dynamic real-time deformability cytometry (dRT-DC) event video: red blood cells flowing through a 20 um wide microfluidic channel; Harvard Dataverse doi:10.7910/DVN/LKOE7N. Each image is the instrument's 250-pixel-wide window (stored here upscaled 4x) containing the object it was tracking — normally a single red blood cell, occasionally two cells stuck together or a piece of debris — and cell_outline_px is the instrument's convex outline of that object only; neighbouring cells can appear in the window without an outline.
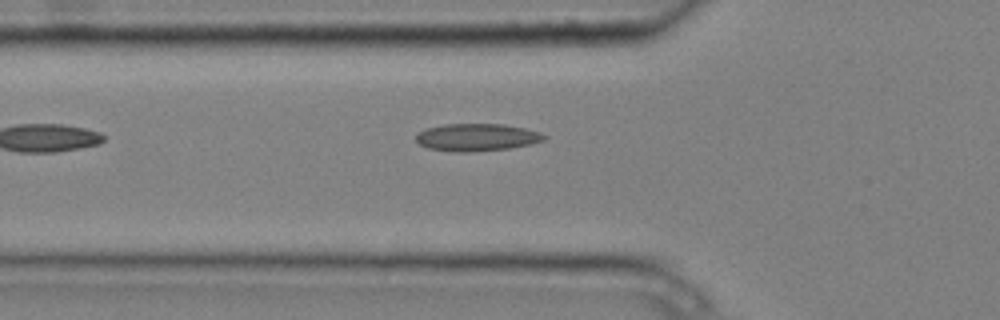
{"species": "common noctule bat (a hibernating species)", "species_latin": "Nyctalus noctula", "temperature_condition": "cold", "stored_images_in_passage": 4, "camera_frame_rate_fps": 3000, "um_per_image_px": 0.085, "animal": {"sex": "male", "body_mass_g": 20.4}, "frame": {"image": 1, "passage_image": 4, "time_ms": 1.0, "image_size_px": [1000, 320], "cell_outline_px": [[548, 136], [544, 140], [532, 144], [508, 148], [468, 152], [456, 152], [428, 148], [420, 144], [416, 140], [416, 132], [428, 128], [444, 124], [504, 124], [524, 128], [540, 132]], "centroid_in_image_um": [40.53, 11.66], "position_along_channel_um": 85.3, "area_um2": 20.46}}